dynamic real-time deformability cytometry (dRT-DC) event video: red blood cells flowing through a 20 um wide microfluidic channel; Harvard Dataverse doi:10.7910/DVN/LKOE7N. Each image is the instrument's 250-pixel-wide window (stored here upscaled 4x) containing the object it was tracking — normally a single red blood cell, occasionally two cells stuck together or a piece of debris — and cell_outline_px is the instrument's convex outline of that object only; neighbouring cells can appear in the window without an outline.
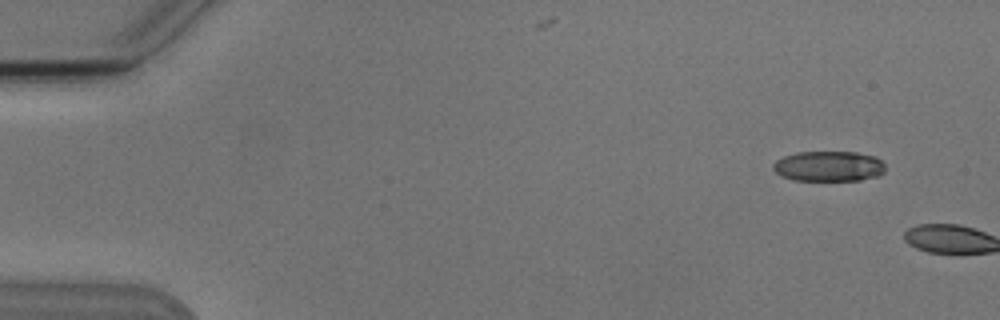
{"species": "Egyptian fruit bat (a non-hibernating species)", "species_latin": "Rousettus aegyptiacus", "temperature_condition": "cold", "stored_images_in_passage": 2, "camera_frame_rate_fps": 3000, "um_per_image_px": 0.085, "animal": {"sex": "male"}, "frame": {"image": 1, "passage_image": 1, "time_ms": 0.0, "image_size_px": [1000, 320], "cell_outline_px": [[884, 172], [880, 176], [860, 180], [792, 180], [776, 172], [772, 168], [772, 164], [776, 160], [784, 156], [796, 152], [856, 152], [876, 156], [884, 164]], "centroid_in_image_um": [70.46, 14.12], "position_along_channel_um": 14.5, "area_um2": 19.88}}